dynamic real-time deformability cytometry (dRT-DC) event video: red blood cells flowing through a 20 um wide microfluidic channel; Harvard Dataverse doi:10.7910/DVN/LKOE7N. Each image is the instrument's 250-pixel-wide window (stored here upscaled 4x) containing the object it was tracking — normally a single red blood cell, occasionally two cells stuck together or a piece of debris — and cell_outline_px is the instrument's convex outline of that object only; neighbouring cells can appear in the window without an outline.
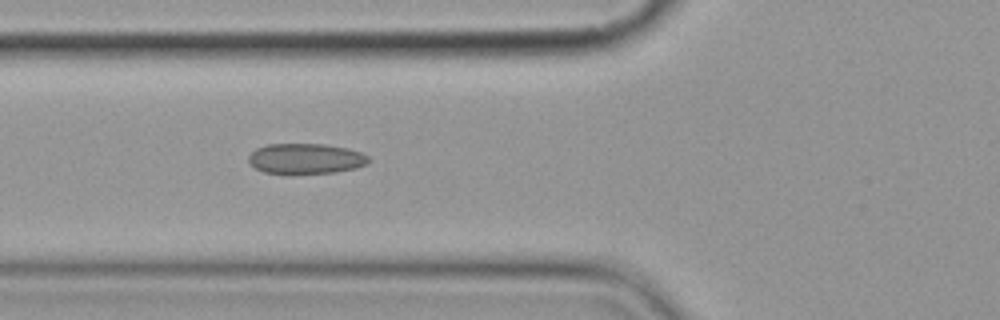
{"species": "common noctule bat (a hibernating species)", "species_latin": "Nyctalus noctula", "temperature_condition": "cold", "stored_images_in_passage": 6, "camera_frame_rate_fps": 3000, "um_per_image_px": 0.085, "animal": {"sex": "female", "body_mass_g": 19.9}, "frame": {"image": 1, "passage_image": 6, "time_ms": 6.667, "image_size_px": [1000, 320], "cell_outline_px": [[372, 160], [368, 164], [356, 168], [336, 172], [264, 172], [256, 168], [248, 160], [248, 156], [256, 148], [268, 144], [324, 144], [348, 148], [360, 152], [368, 156]], "centroid_in_image_um": [26.04, 13.46], "position_along_channel_um": 99.8, "area_um2": 20.92}}